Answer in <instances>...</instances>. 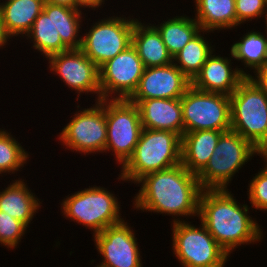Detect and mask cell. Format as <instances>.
I'll list each match as a JSON object with an SVG mask.
<instances>
[{
    "label": "cell",
    "instance_id": "obj_24",
    "mask_svg": "<svg viewBox=\"0 0 267 267\" xmlns=\"http://www.w3.org/2000/svg\"><path fill=\"white\" fill-rule=\"evenodd\" d=\"M169 52L175 57L202 29L195 18L175 16L155 26Z\"/></svg>",
    "mask_w": 267,
    "mask_h": 267
},
{
    "label": "cell",
    "instance_id": "obj_2",
    "mask_svg": "<svg viewBox=\"0 0 267 267\" xmlns=\"http://www.w3.org/2000/svg\"><path fill=\"white\" fill-rule=\"evenodd\" d=\"M249 209L236 201L229 189L202 190L198 219L230 255L238 246L263 239L262 227L248 215Z\"/></svg>",
    "mask_w": 267,
    "mask_h": 267
},
{
    "label": "cell",
    "instance_id": "obj_32",
    "mask_svg": "<svg viewBox=\"0 0 267 267\" xmlns=\"http://www.w3.org/2000/svg\"><path fill=\"white\" fill-rule=\"evenodd\" d=\"M104 1L105 0H75V9L82 10V8H84L83 10H85V8H92L91 10H96V8H101Z\"/></svg>",
    "mask_w": 267,
    "mask_h": 267
},
{
    "label": "cell",
    "instance_id": "obj_11",
    "mask_svg": "<svg viewBox=\"0 0 267 267\" xmlns=\"http://www.w3.org/2000/svg\"><path fill=\"white\" fill-rule=\"evenodd\" d=\"M123 16L99 19L82 36L80 50L99 68L132 44L137 18Z\"/></svg>",
    "mask_w": 267,
    "mask_h": 267
},
{
    "label": "cell",
    "instance_id": "obj_8",
    "mask_svg": "<svg viewBox=\"0 0 267 267\" xmlns=\"http://www.w3.org/2000/svg\"><path fill=\"white\" fill-rule=\"evenodd\" d=\"M174 218L172 252L182 267H224L230 255L215 241L201 222L199 227Z\"/></svg>",
    "mask_w": 267,
    "mask_h": 267
},
{
    "label": "cell",
    "instance_id": "obj_19",
    "mask_svg": "<svg viewBox=\"0 0 267 267\" xmlns=\"http://www.w3.org/2000/svg\"><path fill=\"white\" fill-rule=\"evenodd\" d=\"M226 131L198 130L182 136L181 164L191 173L198 174L208 163L220 136Z\"/></svg>",
    "mask_w": 267,
    "mask_h": 267
},
{
    "label": "cell",
    "instance_id": "obj_29",
    "mask_svg": "<svg viewBox=\"0 0 267 267\" xmlns=\"http://www.w3.org/2000/svg\"><path fill=\"white\" fill-rule=\"evenodd\" d=\"M248 198L251 207L256 210L267 211V173L260 171L249 182Z\"/></svg>",
    "mask_w": 267,
    "mask_h": 267
},
{
    "label": "cell",
    "instance_id": "obj_18",
    "mask_svg": "<svg viewBox=\"0 0 267 267\" xmlns=\"http://www.w3.org/2000/svg\"><path fill=\"white\" fill-rule=\"evenodd\" d=\"M137 105L142 127L152 130L184 134L182 105L180 99H147L130 101Z\"/></svg>",
    "mask_w": 267,
    "mask_h": 267
},
{
    "label": "cell",
    "instance_id": "obj_28",
    "mask_svg": "<svg viewBox=\"0 0 267 267\" xmlns=\"http://www.w3.org/2000/svg\"><path fill=\"white\" fill-rule=\"evenodd\" d=\"M27 228L24 223L0 211V245L10 249L17 248Z\"/></svg>",
    "mask_w": 267,
    "mask_h": 267
},
{
    "label": "cell",
    "instance_id": "obj_22",
    "mask_svg": "<svg viewBox=\"0 0 267 267\" xmlns=\"http://www.w3.org/2000/svg\"><path fill=\"white\" fill-rule=\"evenodd\" d=\"M45 0H10L0 2L2 21L12 37L26 36L43 11Z\"/></svg>",
    "mask_w": 267,
    "mask_h": 267
},
{
    "label": "cell",
    "instance_id": "obj_1",
    "mask_svg": "<svg viewBox=\"0 0 267 267\" xmlns=\"http://www.w3.org/2000/svg\"><path fill=\"white\" fill-rule=\"evenodd\" d=\"M136 183L141 186L133 198V208L172 215V218L198 217L202 188L196 174L189 172L181 163L148 173Z\"/></svg>",
    "mask_w": 267,
    "mask_h": 267
},
{
    "label": "cell",
    "instance_id": "obj_27",
    "mask_svg": "<svg viewBox=\"0 0 267 267\" xmlns=\"http://www.w3.org/2000/svg\"><path fill=\"white\" fill-rule=\"evenodd\" d=\"M25 150L10 132L0 128V174L17 173L22 169L29 159Z\"/></svg>",
    "mask_w": 267,
    "mask_h": 267
},
{
    "label": "cell",
    "instance_id": "obj_3",
    "mask_svg": "<svg viewBox=\"0 0 267 267\" xmlns=\"http://www.w3.org/2000/svg\"><path fill=\"white\" fill-rule=\"evenodd\" d=\"M82 14L79 9L45 2L26 38L32 39L33 49L45 58L69 49H80Z\"/></svg>",
    "mask_w": 267,
    "mask_h": 267
},
{
    "label": "cell",
    "instance_id": "obj_17",
    "mask_svg": "<svg viewBox=\"0 0 267 267\" xmlns=\"http://www.w3.org/2000/svg\"><path fill=\"white\" fill-rule=\"evenodd\" d=\"M231 58L221 57L214 52L207 58L199 74L191 82V85L200 91L221 93L230 96L238 85L251 74L243 68L232 66ZM233 67V68H232Z\"/></svg>",
    "mask_w": 267,
    "mask_h": 267
},
{
    "label": "cell",
    "instance_id": "obj_7",
    "mask_svg": "<svg viewBox=\"0 0 267 267\" xmlns=\"http://www.w3.org/2000/svg\"><path fill=\"white\" fill-rule=\"evenodd\" d=\"M257 154L240 134L224 132L206 166L196 175L202 190L228 189L233 176Z\"/></svg>",
    "mask_w": 267,
    "mask_h": 267
},
{
    "label": "cell",
    "instance_id": "obj_23",
    "mask_svg": "<svg viewBox=\"0 0 267 267\" xmlns=\"http://www.w3.org/2000/svg\"><path fill=\"white\" fill-rule=\"evenodd\" d=\"M195 20L202 30H228L237 26L235 0H194Z\"/></svg>",
    "mask_w": 267,
    "mask_h": 267
},
{
    "label": "cell",
    "instance_id": "obj_34",
    "mask_svg": "<svg viewBox=\"0 0 267 267\" xmlns=\"http://www.w3.org/2000/svg\"><path fill=\"white\" fill-rule=\"evenodd\" d=\"M45 2L54 5H63L70 8H75V0H45Z\"/></svg>",
    "mask_w": 267,
    "mask_h": 267
},
{
    "label": "cell",
    "instance_id": "obj_26",
    "mask_svg": "<svg viewBox=\"0 0 267 267\" xmlns=\"http://www.w3.org/2000/svg\"><path fill=\"white\" fill-rule=\"evenodd\" d=\"M265 34L251 30L240 38V41L233 43L230 51L233 59L241 61L244 69L249 68L255 72L267 60V27Z\"/></svg>",
    "mask_w": 267,
    "mask_h": 267
},
{
    "label": "cell",
    "instance_id": "obj_36",
    "mask_svg": "<svg viewBox=\"0 0 267 267\" xmlns=\"http://www.w3.org/2000/svg\"><path fill=\"white\" fill-rule=\"evenodd\" d=\"M264 20H265V23H266L265 26L267 27V0H266V13H265V19Z\"/></svg>",
    "mask_w": 267,
    "mask_h": 267
},
{
    "label": "cell",
    "instance_id": "obj_31",
    "mask_svg": "<svg viewBox=\"0 0 267 267\" xmlns=\"http://www.w3.org/2000/svg\"><path fill=\"white\" fill-rule=\"evenodd\" d=\"M250 78L267 93V60Z\"/></svg>",
    "mask_w": 267,
    "mask_h": 267
},
{
    "label": "cell",
    "instance_id": "obj_14",
    "mask_svg": "<svg viewBox=\"0 0 267 267\" xmlns=\"http://www.w3.org/2000/svg\"><path fill=\"white\" fill-rule=\"evenodd\" d=\"M50 71L61 78L68 88L77 93L97 94L94 101L101 100L99 67L80 49H69L47 58Z\"/></svg>",
    "mask_w": 267,
    "mask_h": 267
},
{
    "label": "cell",
    "instance_id": "obj_5",
    "mask_svg": "<svg viewBox=\"0 0 267 267\" xmlns=\"http://www.w3.org/2000/svg\"><path fill=\"white\" fill-rule=\"evenodd\" d=\"M229 97L231 130L257 150L267 148V93L246 77Z\"/></svg>",
    "mask_w": 267,
    "mask_h": 267
},
{
    "label": "cell",
    "instance_id": "obj_21",
    "mask_svg": "<svg viewBox=\"0 0 267 267\" xmlns=\"http://www.w3.org/2000/svg\"><path fill=\"white\" fill-rule=\"evenodd\" d=\"M155 25L156 23L145 25L137 19L132 32V45L145 68L166 66L173 62Z\"/></svg>",
    "mask_w": 267,
    "mask_h": 267
},
{
    "label": "cell",
    "instance_id": "obj_12",
    "mask_svg": "<svg viewBox=\"0 0 267 267\" xmlns=\"http://www.w3.org/2000/svg\"><path fill=\"white\" fill-rule=\"evenodd\" d=\"M72 120L59 133V141L66 149L89 155L105 152L107 125L105 99L82 111H75Z\"/></svg>",
    "mask_w": 267,
    "mask_h": 267
},
{
    "label": "cell",
    "instance_id": "obj_15",
    "mask_svg": "<svg viewBox=\"0 0 267 267\" xmlns=\"http://www.w3.org/2000/svg\"><path fill=\"white\" fill-rule=\"evenodd\" d=\"M127 221L94 234V243L102 256L96 267H143L137 238Z\"/></svg>",
    "mask_w": 267,
    "mask_h": 267
},
{
    "label": "cell",
    "instance_id": "obj_33",
    "mask_svg": "<svg viewBox=\"0 0 267 267\" xmlns=\"http://www.w3.org/2000/svg\"><path fill=\"white\" fill-rule=\"evenodd\" d=\"M10 38L11 36L8 34L5 28V25L2 21V16L0 13V48L3 49V46L8 44L7 42L9 41Z\"/></svg>",
    "mask_w": 267,
    "mask_h": 267
},
{
    "label": "cell",
    "instance_id": "obj_16",
    "mask_svg": "<svg viewBox=\"0 0 267 267\" xmlns=\"http://www.w3.org/2000/svg\"><path fill=\"white\" fill-rule=\"evenodd\" d=\"M191 81L172 62L166 66L145 68L139 84L129 101L147 99H180Z\"/></svg>",
    "mask_w": 267,
    "mask_h": 267
},
{
    "label": "cell",
    "instance_id": "obj_20",
    "mask_svg": "<svg viewBox=\"0 0 267 267\" xmlns=\"http://www.w3.org/2000/svg\"><path fill=\"white\" fill-rule=\"evenodd\" d=\"M23 181L20 178L12 180L8 187L0 190V211L8 213L29 228L42 202Z\"/></svg>",
    "mask_w": 267,
    "mask_h": 267
},
{
    "label": "cell",
    "instance_id": "obj_9",
    "mask_svg": "<svg viewBox=\"0 0 267 267\" xmlns=\"http://www.w3.org/2000/svg\"><path fill=\"white\" fill-rule=\"evenodd\" d=\"M107 142L105 153L114 152L123 166L132 156L143 129L136 104L127 99H105Z\"/></svg>",
    "mask_w": 267,
    "mask_h": 267
},
{
    "label": "cell",
    "instance_id": "obj_4",
    "mask_svg": "<svg viewBox=\"0 0 267 267\" xmlns=\"http://www.w3.org/2000/svg\"><path fill=\"white\" fill-rule=\"evenodd\" d=\"M182 137L171 131L143 128L132 156L121 167L118 179L136 182L144 175L181 163Z\"/></svg>",
    "mask_w": 267,
    "mask_h": 267
},
{
    "label": "cell",
    "instance_id": "obj_25",
    "mask_svg": "<svg viewBox=\"0 0 267 267\" xmlns=\"http://www.w3.org/2000/svg\"><path fill=\"white\" fill-rule=\"evenodd\" d=\"M204 32H206L207 35V33L211 31L201 30L175 57H173L174 65L191 82L199 74L207 58L215 51L211 42L204 36Z\"/></svg>",
    "mask_w": 267,
    "mask_h": 267
},
{
    "label": "cell",
    "instance_id": "obj_10",
    "mask_svg": "<svg viewBox=\"0 0 267 267\" xmlns=\"http://www.w3.org/2000/svg\"><path fill=\"white\" fill-rule=\"evenodd\" d=\"M184 133L198 130H231L230 97L204 92L192 85L180 98Z\"/></svg>",
    "mask_w": 267,
    "mask_h": 267
},
{
    "label": "cell",
    "instance_id": "obj_30",
    "mask_svg": "<svg viewBox=\"0 0 267 267\" xmlns=\"http://www.w3.org/2000/svg\"><path fill=\"white\" fill-rule=\"evenodd\" d=\"M237 26L252 21L254 18H263L266 13V0H235Z\"/></svg>",
    "mask_w": 267,
    "mask_h": 267
},
{
    "label": "cell",
    "instance_id": "obj_13",
    "mask_svg": "<svg viewBox=\"0 0 267 267\" xmlns=\"http://www.w3.org/2000/svg\"><path fill=\"white\" fill-rule=\"evenodd\" d=\"M144 70L145 66L131 44L99 68L101 99L128 100L137 89Z\"/></svg>",
    "mask_w": 267,
    "mask_h": 267
},
{
    "label": "cell",
    "instance_id": "obj_35",
    "mask_svg": "<svg viewBox=\"0 0 267 267\" xmlns=\"http://www.w3.org/2000/svg\"><path fill=\"white\" fill-rule=\"evenodd\" d=\"M256 155L260 156L266 163L263 170L267 173V148L258 149Z\"/></svg>",
    "mask_w": 267,
    "mask_h": 267
},
{
    "label": "cell",
    "instance_id": "obj_6",
    "mask_svg": "<svg viewBox=\"0 0 267 267\" xmlns=\"http://www.w3.org/2000/svg\"><path fill=\"white\" fill-rule=\"evenodd\" d=\"M93 186L66 196L61 203L62 215L93 231V235L124 219L120 203L112 191Z\"/></svg>",
    "mask_w": 267,
    "mask_h": 267
}]
</instances>
